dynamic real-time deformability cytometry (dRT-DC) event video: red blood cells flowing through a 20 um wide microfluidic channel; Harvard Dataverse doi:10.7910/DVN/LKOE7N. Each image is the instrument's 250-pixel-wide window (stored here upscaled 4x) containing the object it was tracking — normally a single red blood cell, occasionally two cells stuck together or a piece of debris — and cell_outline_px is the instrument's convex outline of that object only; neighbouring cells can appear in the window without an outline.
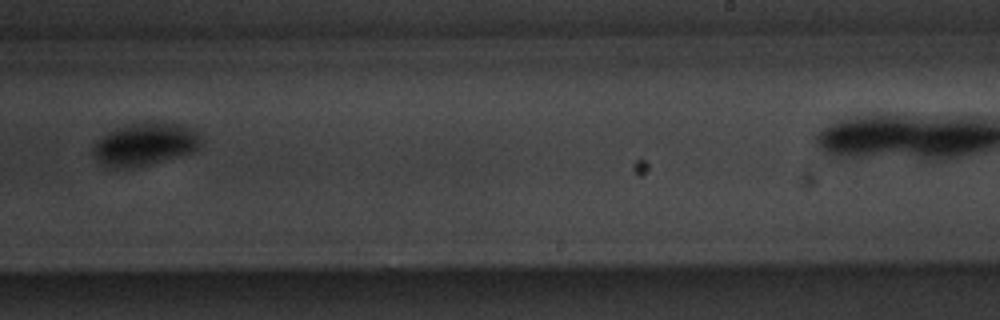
{"species": "common noctule bat (a hibernating species)", "species_latin": "Nyctalus noctula", "temperature_condition": "warm", "stored_images_in_passage": 15, "camera_frame_rate_fps": 3000, "um_per_image_px": 0.085, "animal": {"sex": "male", "body_mass_g": 20.1, "forearm_length_mm": 53.5}, "frame": {"image": 1, "passage_image": 9, "time_ms": 10.333, "image_size_px": [1000, 320], "cell_outline_px": [[200, 144], [192, 152], [180, 156], [144, 164], [124, 168], [104, 164], [92, 152], [92, 148], [96, 140], [108, 132], [116, 128], [132, 124], [156, 120], [160, 120], [180, 124], [196, 128], [200, 132]], "centroid_in_image_um": [12.38, 12.19], "position_along_channel_um": 276.6, "area_um2": 26.59}}
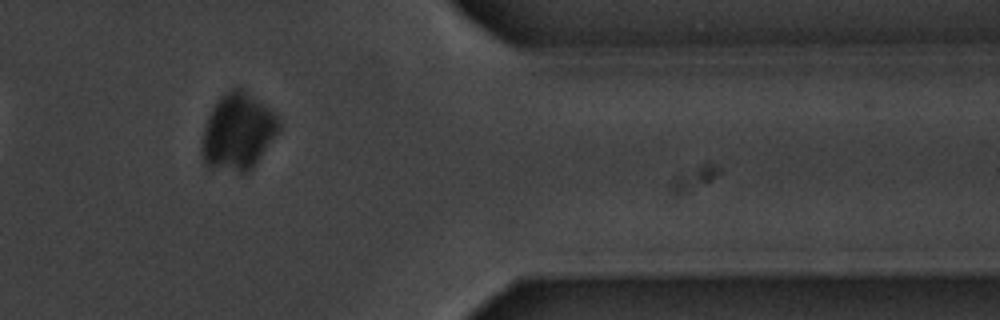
{"frame": {"image": 2, "passage_image": 13, "time_ms": 16.0, "image_size_px": [1000, 320], "cell_outline_px": [[280, 128], [252, 168], [248, 172], [240, 172], [208, 168], [204, 164], [200, 152], [204, 128], [208, 116], [212, 108], [220, 96], [224, 92], [232, 88], [240, 88], [268, 108], [280, 120]], "centroid_in_image_um": [20.17, 11.23], "position_along_channel_um": 391.2, "area_um2": 34.04}}
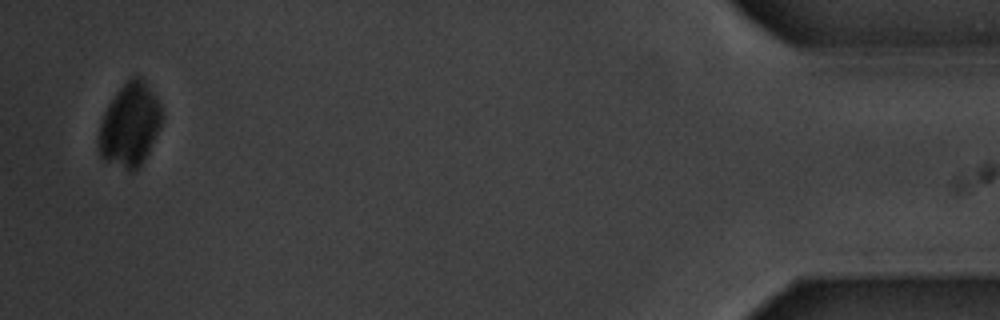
{"frame": {"image": 3, "passage_image": 15, "time_ms": 18.667, "image_size_px": [1000, 320], "cell_outline_px": [[164, 116], [160, 128], [148, 152], [140, 164], [132, 172], [104, 160], [100, 156], [96, 140], [100, 124], [104, 112], [108, 104], [116, 92], [132, 76], [140, 76], [144, 80], [156, 96], [160, 104]], "centroid_in_image_um": [11.03, 10.6], "position_along_channel_um": 424.2, "area_um2": 30.87}, "authors_computed_cell_mechanics": {"area_um2": 26.6458, "velocity_mm_per_s": 3.4653, "shape_relaxation_time_tau1_ms": null, "shape_relaxation_time_tau2_ms": 3.8552, "deformation_change_tau1": null, "deformation_change_tau2": 0.0224}}